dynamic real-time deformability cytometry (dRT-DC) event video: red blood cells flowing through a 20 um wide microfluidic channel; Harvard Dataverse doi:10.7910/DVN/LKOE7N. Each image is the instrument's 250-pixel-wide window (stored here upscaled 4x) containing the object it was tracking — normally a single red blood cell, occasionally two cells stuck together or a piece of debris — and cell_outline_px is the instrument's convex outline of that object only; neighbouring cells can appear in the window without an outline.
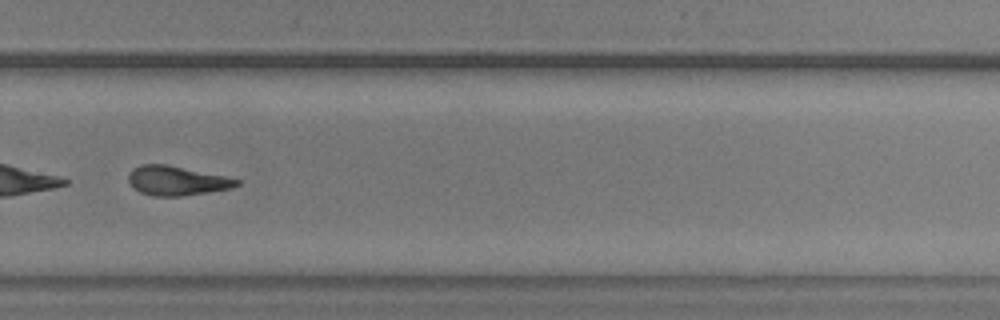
{"species": "common noctule bat (a hibernating species)", "species_latin": "Nyctalus noctula", "temperature_condition": "warm", "stored_images_in_passage": 45, "camera_frame_rate_fps": 3000, "um_per_image_px": 0.085, "animal": {"sex": "male", "body_mass_g": 20.5, "forearm_length_mm": 52.5}, "frame": {"image": 1, "passage_image": 36, "time_ms": 11.667, "image_size_px": [1000, 320], "cell_outline_px": [[240, 184], [228, 188], [180, 196], [152, 196], [140, 192], [128, 180], [128, 172], [132, 168], [140, 164], [168, 164], [224, 176], [240, 180]], "centroid_in_image_um": [14.96, 15.34], "position_along_channel_um": 314.8, "area_um2": 18.26}, "authors_computed_cell_mechanics": {"area_um2": 19.7676, "velocity_mm_per_s": 3.5959, "shape_relaxation_time_tau1_ms": 5.9471, "shape_relaxation_time_tau2_ms": 9.4807, "deformation_change_tau1": 0.1895, "deformation_change_tau2": 0.2036}}